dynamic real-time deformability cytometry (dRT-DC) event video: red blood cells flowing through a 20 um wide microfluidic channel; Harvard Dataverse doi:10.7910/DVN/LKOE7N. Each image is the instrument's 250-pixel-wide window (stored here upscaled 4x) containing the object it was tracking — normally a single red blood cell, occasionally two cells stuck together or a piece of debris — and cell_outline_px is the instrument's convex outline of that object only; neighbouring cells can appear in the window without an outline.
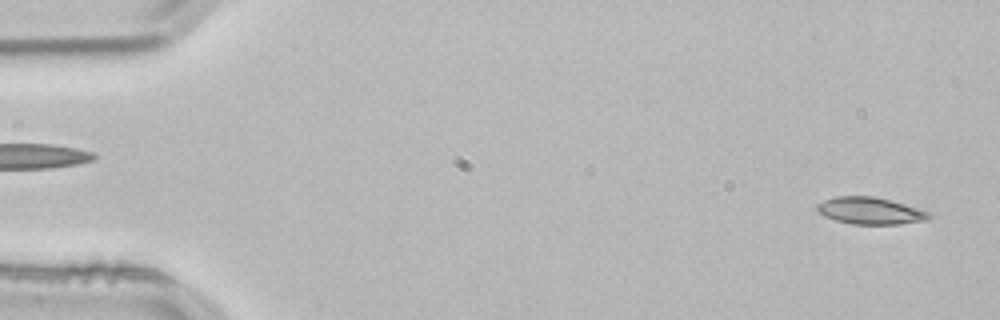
{"species": "common noctule bat (a hibernating species)", "species_latin": "Nyctalus noctula", "temperature_condition": "room temperature", "stored_images_in_passage": 52, "camera_frame_rate_fps": 3000, "um_per_image_px": 0.085, "animal": {"sex": "male", "body_mass_g": 21.5, "forearm_length_mm": 52.0}, "frame": {"image": 1, "passage_image": 2, "time_ms": 0.333, "image_size_px": [1000, 320], "cell_outline_px": [[932, 216], [928, 220], [900, 224], [852, 224], [836, 220], [824, 216], [816, 208], [816, 204], [824, 200], [836, 196], [872, 196], [904, 204], [932, 212]], "centroid_in_image_um": [74.0, 17.92], "position_along_channel_um": 11.0, "area_um2": 17.57}}
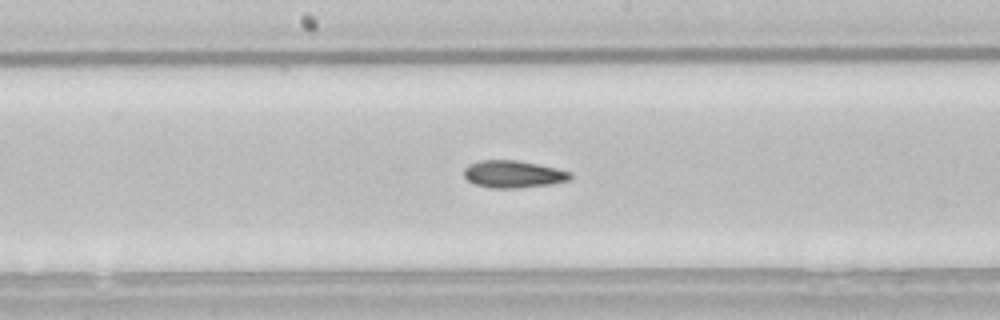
{"frame": {"image": 2, "passage_image": 27, "time_ms": 8.667, "image_size_px": [1000, 320], "cell_outline_px": [[572, 176], [568, 180], [552, 184], [520, 188], [488, 188], [476, 184], [468, 180], [464, 176], [464, 168], [468, 164], [480, 160], [516, 160], [556, 168], [572, 172]], "centroid_in_image_um": [43.61, 14.8], "position_along_channel_um": 204.6, "area_um2": 16.94}}
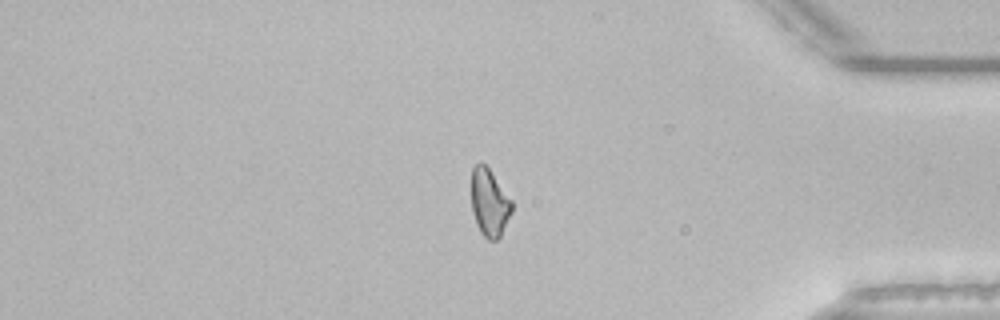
{"frame": {"image": 3, "passage_image": 44, "time_ms": 14.333, "image_size_px": [1000, 320], "cell_outline_px": [[512, 212], [500, 236], [496, 240], [488, 240], [480, 232], [476, 224], [472, 212], [472, 168], [480, 160], [488, 168], [512, 200]], "centroid_in_image_um": [41.59, 17.23], "position_along_channel_um": 393.6, "area_um2": 15.84}, "authors_computed_cell_mechanics": {"area_um2": 16.9065, "velocity_mm_per_s": 3.8461, "shape_relaxation_time_tau1_ms": 9.8553, "shape_relaxation_time_tau2_ms": null, "deformation_change_tau1": 0.1849, "deformation_change_tau2": null}}